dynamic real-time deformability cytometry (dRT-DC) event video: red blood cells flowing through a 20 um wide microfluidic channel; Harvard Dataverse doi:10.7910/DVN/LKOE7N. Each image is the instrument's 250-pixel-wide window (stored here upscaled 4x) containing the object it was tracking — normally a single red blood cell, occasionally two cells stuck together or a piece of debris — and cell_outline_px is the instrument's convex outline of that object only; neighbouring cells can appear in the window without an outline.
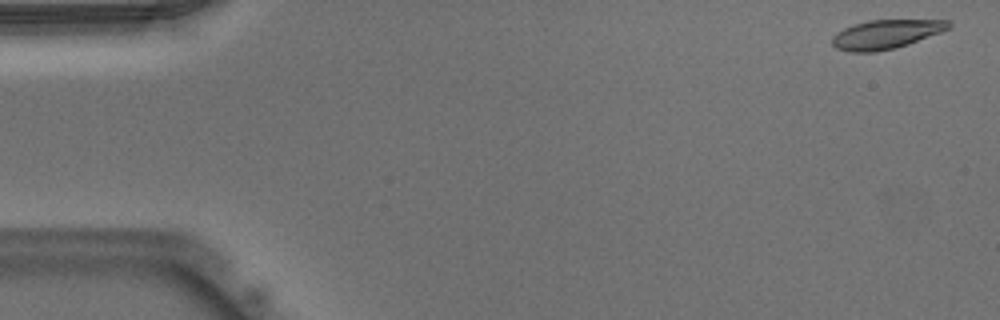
{"species": "Egyptian fruit bat (a non-hibernating species)", "species_latin": "Rousettus aegyptiacus", "temperature_condition": "warm", "stored_images_in_passage": 50, "camera_frame_rate_fps": 3000, "um_per_image_px": 0.085, "animal": {"sex": "male"}, "frame": {"image": 1, "passage_image": 1, "time_ms": 0.0, "image_size_px": [1000, 320], "cell_outline_px": [[952, 24], [948, 28], [940, 32], [908, 44], [896, 48], [876, 52], [848, 52], [836, 48], [832, 44], [832, 36], [836, 32], [852, 24], [868, 20], [948, 20]], "centroid_in_image_um": [75.25, 2.92], "position_along_channel_um": 9.8, "area_um2": 19.71}}
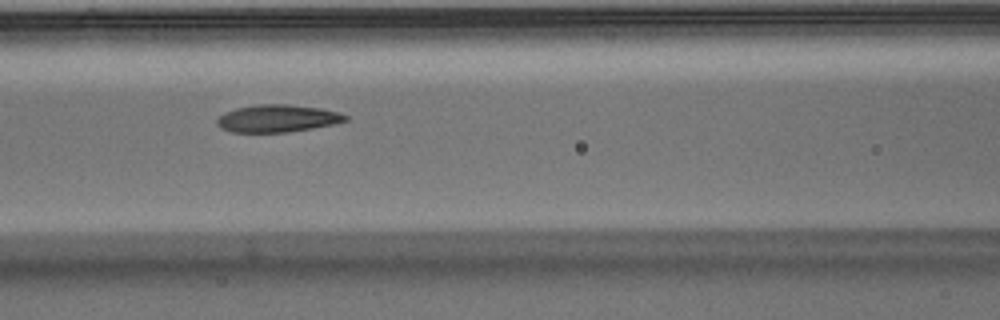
{"frame": {"image": 2, "passage_image": 21, "time_ms": 6.667, "image_size_px": [1000, 320], "cell_outline_px": [[348, 120], [332, 124], [312, 128], [288, 132], [232, 132], [220, 128], [216, 124], [216, 120], [224, 112], [236, 108], [256, 104], [288, 104], [320, 108], [340, 112], [348, 116]], "centroid_in_image_um": [23.56, 10.06], "position_along_channel_um": 143.0, "area_um2": 20.58}}
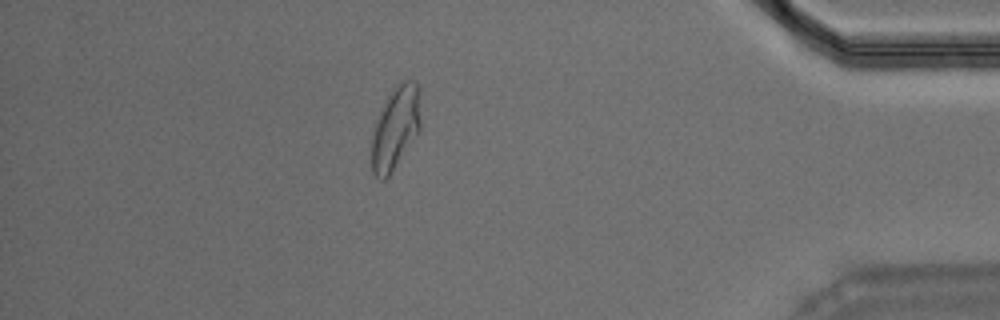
{"frame": {"image": 3, "passage_image": 44, "time_ms": 14.333, "image_size_px": [1000, 320], "cell_outline_px": [[420, 128], [388, 176], [384, 180], [380, 180], [372, 172], [372, 136], [376, 120], [388, 96], [404, 80], [412, 80], [420, 88]], "centroid_in_image_um": [33.62, 10.86], "position_along_channel_um": 401.6, "area_um2": 22.95}, "authors_computed_cell_mechanics": {"area_um2": 20.808, "velocity_mm_per_s": 3.9192, "shape_relaxation_time_tau1_ms": null, "shape_relaxation_time_tau2_ms": 1.6829, "deformation_change_tau1": null, "deformation_change_tau2": 0.0917}}